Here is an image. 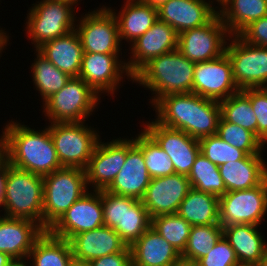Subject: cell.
I'll return each instance as SVG.
<instances>
[{"label": "cell", "instance_id": "cell-11", "mask_svg": "<svg viewBox=\"0 0 267 266\" xmlns=\"http://www.w3.org/2000/svg\"><path fill=\"white\" fill-rule=\"evenodd\" d=\"M232 37L225 53L231 61L237 87L261 88L267 81V47L248 44L238 35Z\"/></svg>", "mask_w": 267, "mask_h": 266}, {"label": "cell", "instance_id": "cell-25", "mask_svg": "<svg viewBox=\"0 0 267 266\" xmlns=\"http://www.w3.org/2000/svg\"><path fill=\"white\" fill-rule=\"evenodd\" d=\"M37 50L62 72L70 77H78L84 52L75 29L44 43Z\"/></svg>", "mask_w": 267, "mask_h": 266}, {"label": "cell", "instance_id": "cell-19", "mask_svg": "<svg viewBox=\"0 0 267 266\" xmlns=\"http://www.w3.org/2000/svg\"><path fill=\"white\" fill-rule=\"evenodd\" d=\"M124 72L133 80L126 63L118 59V54L83 53L78 77L83 79L97 94L101 91L113 94Z\"/></svg>", "mask_w": 267, "mask_h": 266}, {"label": "cell", "instance_id": "cell-51", "mask_svg": "<svg viewBox=\"0 0 267 266\" xmlns=\"http://www.w3.org/2000/svg\"><path fill=\"white\" fill-rule=\"evenodd\" d=\"M140 1L145 4H149L155 8H158L160 5H162L165 2H168L169 0H140Z\"/></svg>", "mask_w": 267, "mask_h": 266}, {"label": "cell", "instance_id": "cell-6", "mask_svg": "<svg viewBox=\"0 0 267 266\" xmlns=\"http://www.w3.org/2000/svg\"><path fill=\"white\" fill-rule=\"evenodd\" d=\"M99 96L83 79L71 77L65 86L43 103L51 123H80L98 104Z\"/></svg>", "mask_w": 267, "mask_h": 266}, {"label": "cell", "instance_id": "cell-50", "mask_svg": "<svg viewBox=\"0 0 267 266\" xmlns=\"http://www.w3.org/2000/svg\"><path fill=\"white\" fill-rule=\"evenodd\" d=\"M68 266H91V263L89 261L79 260L73 257Z\"/></svg>", "mask_w": 267, "mask_h": 266}, {"label": "cell", "instance_id": "cell-43", "mask_svg": "<svg viewBox=\"0 0 267 266\" xmlns=\"http://www.w3.org/2000/svg\"><path fill=\"white\" fill-rule=\"evenodd\" d=\"M101 204L103 207L104 225L110 228L121 225L124 196L116 195L103 189L101 190Z\"/></svg>", "mask_w": 267, "mask_h": 266}, {"label": "cell", "instance_id": "cell-41", "mask_svg": "<svg viewBox=\"0 0 267 266\" xmlns=\"http://www.w3.org/2000/svg\"><path fill=\"white\" fill-rule=\"evenodd\" d=\"M249 98L257 117V138L264 145L267 143V94L261 88L242 90Z\"/></svg>", "mask_w": 267, "mask_h": 266}, {"label": "cell", "instance_id": "cell-22", "mask_svg": "<svg viewBox=\"0 0 267 266\" xmlns=\"http://www.w3.org/2000/svg\"><path fill=\"white\" fill-rule=\"evenodd\" d=\"M44 232L34 221L0 216V252L8 254L14 260H26Z\"/></svg>", "mask_w": 267, "mask_h": 266}, {"label": "cell", "instance_id": "cell-7", "mask_svg": "<svg viewBox=\"0 0 267 266\" xmlns=\"http://www.w3.org/2000/svg\"><path fill=\"white\" fill-rule=\"evenodd\" d=\"M80 123H51L48 128L62 167L85 170L99 135Z\"/></svg>", "mask_w": 267, "mask_h": 266}, {"label": "cell", "instance_id": "cell-40", "mask_svg": "<svg viewBox=\"0 0 267 266\" xmlns=\"http://www.w3.org/2000/svg\"><path fill=\"white\" fill-rule=\"evenodd\" d=\"M200 152L211 162L220 166L229 161L244 159L247 154L223 141L217 134L199 139Z\"/></svg>", "mask_w": 267, "mask_h": 266}, {"label": "cell", "instance_id": "cell-4", "mask_svg": "<svg viewBox=\"0 0 267 266\" xmlns=\"http://www.w3.org/2000/svg\"><path fill=\"white\" fill-rule=\"evenodd\" d=\"M43 196V176L14 167L7 161L4 216L28 219L43 228Z\"/></svg>", "mask_w": 267, "mask_h": 266}, {"label": "cell", "instance_id": "cell-12", "mask_svg": "<svg viewBox=\"0 0 267 266\" xmlns=\"http://www.w3.org/2000/svg\"><path fill=\"white\" fill-rule=\"evenodd\" d=\"M76 27L84 53L119 54L117 20L105 6L85 14Z\"/></svg>", "mask_w": 267, "mask_h": 266}, {"label": "cell", "instance_id": "cell-26", "mask_svg": "<svg viewBox=\"0 0 267 266\" xmlns=\"http://www.w3.org/2000/svg\"><path fill=\"white\" fill-rule=\"evenodd\" d=\"M132 266H170L179 253L158 232L150 227L131 246Z\"/></svg>", "mask_w": 267, "mask_h": 266}, {"label": "cell", "instance_id": "cell-47", "mask_svg": "<svg viewBox=\"0 0 267 266\" xmlns=\"http://www.w3.org/2000/svg\"><path fill=\"white\" fill-rule=\"evenodd\" d=\"M170 266H199L198 262L180 256Z\"/></svg>", "mask_w": 267, "mask_h": 266}, {"label": "cell", "instance_id": "cell-20", "mask_svg": "<svg viewBox=\"0 0 267 266\" xmlns=\"http://www.w3.org/2000/svg\"><path fill=\"white\" fill-rule=\"evenodd\" d=\"M150 181L141 149L135 144V139H127V156L123 167L105 190L141 200Z\"/></svg>", "mask_w": 267, "mask_h": 266}, {"label": "cell", "instance_id": "cell-37", "mask_svg": "<svg viewBox=\"0 0 267 266\" xmlns=\"http://www.w3.org/2000/svg\"><path fill=\"white\" fill-rule=\"evenodd\" d=\"M135 144L144 155L145 165L151 178L175 174L169 156L145 130L135 138Z\"/></svg>", "mask_w": 267, "mask_h": 266}, {"label": "cell", "instance_id": "cell-13", "mask_svg": "<svg viewBox=\"0 0 267 266\" xmlns=\"http://www.w3.org/2000/svg\"><path fill=\"white\" fill-rule=\"evenodd\" d=\"M89 191L79 198L48 230L61 239L70 240L73 236L104 225L101 190Z\"/></svg>", "mask_w": 267, "mask_h": 266}, {"label": "cell", "instance_id": "cell-32", "mask_svg": "<svg viewBox=\"0 0 267 266\" xmlns=\"http://www.w3.org/2000/svg\"><path fill=\"white\" fill-rule=\"evenodd\" d=\"M151 227V218L141 200L124 196L121 225L113 229L127 246H131Z\"/></svg>", "mask_w": 267, "mask_h": 266}, {"label": "cell", "instance_id": "cell-38", "mask_svg": "<svg viewBox=\"0 0 267 266\" xmlns=\"http://www.w3.org/2000/svg\"><path fill=\"white\" fill-rule=\"evenodd\" d=\"M151 227L179 253H182L192 226L178 213H175L151 218Z\"/></svg>", "mask_w": 267, "mask_h": 266}, {"label": "cell", "instance_id": "cell-44", "mask_svg": "<svg viewBox=\"0 0 267 266\" xmlns=\"http://www.w3.org/2000/svg\"><path fill=\"white\" fill-rule=\"evenodd\" d=\"M238 36L248 44L267 47V16L250 23Z\"/></svg>", "mask_w": 267, "mask_h": 266}, {"label": "cell", "instance_id": "cell-42", "mask_svg": "<svg viewBox=\"0 0 267 266\" xmlns=\"http://www.w3.org/2000/svg\"><path fill=\"white\" fill-rule=\"evenodd\" d=\"M239 261L235 251L222 236L206 256L198 261L199 266H236Z\"/></svg>", "mask_w": 267, "mask_h": 266}, {"label": "cell", "instance_id": "cell-21", "mask_svg": "<svg viewBox=\"0 0 267 266\" xmlns=\"http://www.w3.org/2000/svg\"><path fill=\"white\" fill-rule=\"evenodd\" d=\"M215 9L205 0H169L157 8V15L179 34L209 23L218 14Z\"/></svg>", "mask_w": 267, "mask_h": 266}, {"label": "cell", "instance_id": "cell-34", "mask_svg": "<svg viewBox=\"0 0 267 266\" xmlns=\"http://www.w3.org/2000/svg\"><path fill=\"white\" fill-rule=\"evenodd\" d=\"M219 105L220 116L224 120L243 127L257 137V117L250 98L242 90L220 101Z\"/></svg>", "mask_w": 267, "mask_h": 266}, {"label": "cell", "instance_id": "cell-36", "mask_svg": "<svg viewBox=\"0 0 267 266\" xmlns=\"http://www.w3.org/2000/svg\"><path fill=\"white\" fill-rule=\"evenodd\" d=\"M222 236L223 227L220 224L192 226L181 256L198 262L211 251Z\"/></svg>", "mask_w": 267, "mask_h": 266}, {"label": "cell", "instance_id": "cell-24", "mask_svg": "<svg viewBox=\"0 0 267 266\" xmlns=\"http://www.w3.org/2000/svg\"><path fill=\"white\" fill-rule=\"evenodd\" d=\"M219 167L226 191L254 188L267 178V166L261 154L247 155L238 161H229Z\"/></svg>", "mask_w": 267, "mask_h": 266}, {"label": "cell", "instance_id": "cell-30", "mask_svg": "<svg viewBox=\"0 0 267 266\" xmlns=\"http://www.w3.org/2000/svg\"><path fill=\"white\" fill-rule=\"evenodd\" d=\"M177 213L191 226L220 224L219 197L191 187Z\"/></svg>", "mask_w": 267, "mask_h": 266}, {"label": "cell", "instance_id": "cell-55", "mask_svg": "<svg viewBox=\"0 0 267 266\" xmlns=\"http://www.w3.org/2000/svg\"><path fill=\"white\" fill-rule=\"evenodd\" d=\"M54 1H64L66 3H70L72 5L77 4L78 0H54ZM77 1V2H76Z\"/></svg>", "mask_w": 267, "mask_h": 266}, {"label": "cell", "instance_id": "cell-17", "mask_svg": "<svg viewBox=\"0 0 267 266\" xmlns=\"http://www.w3.org/2000/svg\"><path fill=\"white\" fill-rule=\"evenodd\" d=\"M127 156V139L109 143L98 141L85 168L87 184L94 190L106 189L123 167Z\"/></svg>", "mask_w": 267, "mask_h": 266}, {"label": "cell", "instance_id": "cell-46", "mask_svg": "<svg viewBox=\"0 0 267 266\" xmlns=\"http://www.w3.org/2000/svg\"><path fill=\"white\" fill-rule=\"evenodd\" d=\"M7 177V160L0 164V206H3V198L5 195V183Z\"/></svg>", "mask_w": 267, "mask_h": 266}, {"label": "cell", "instance_id": "cell-9", "mask_svg": "<svg viewBox=\"0 0 267 266\" xmlns=\"http://www.w3.org/2000/svg\"><path fill=\"white\" fill-rule=\"evenodd\" d=\"M267 212V178L258 186L227 191L219 197L220 225H259Z\"/></svg>", "mask_w": 267, "mask_h": 266}, {"label": "cell", "instance_id": "cell-14", "mask_svg": "<svg viewBox=\"0 0 267 266\" xmlns=\"http://www.w3.org/2000/svg\"><path fill=\"white\" fill-rule=\"evenodd\" d=\"M238 91L226 53L211 61L195 63L193 93L220 102Z\"/></svg>", "mask_w": 267, "mask_h": 266}, {"label": "cell", "instance_id": "cell-48", "mask_svg": "<svg viewBox=\"0 0 267 266\" xmlns=\"http://www.w3.org/2000/svg\"><path fill=\"white\" fill-rule=\"evenodd\" d=\"M13 261L8 254L0 252V266H9Z\"/></svg>", "mask_w": 267, "mask_h": 266}, {"label": "cell", "instance_id": "cell-28", "mask_svg": "<svg viewBox=\"0 0 267 266\" xmlns=\"http://www.w3.org/2000/svg\"><path fill=\"white\" fill-rule=\"evenodd\" d=\"M126 2L119 16H116L112 9H108L117 20L120 41L125 39L133 43L158 20L157 8L140 0H127Z\"/></svg>", "mask_w": 267, "mask_h": 266}, {"label": "cell", "instance_id": "cell-10", "mask_svg": "<svg viewBox=\"0 0 267 266\" xmlns=\"http://www.w3.org/2000/svg\"><path fill=\"white\" fill-rule=\"evenodd\" d=\"M227 27L217 14L202 27L178 34V50L191 62L200 63L219 58L225 53ZM225 35V36H224Z\"/></svg>", "mask_w": 267, "mask_h": 266}, {"label": "cell", "instance_id": "cell-3", "mask_svg": "<svg viewBox=\"0 0 267 266\" xmlns=\"http://www.w3.org/2000/svg\"><path fill=\"white\" fill-rule=\"evenodd\" d=\"M195 63L178 49L151 59L134 76L136 81L156 94L154 104L169 94L191 93Z\"/></svg>", "mask_w": 267, "mask_h": 266}, {"label": "cell", "instance_id": "cell-16", "mask_svg": "<svg viewBox=\"0 0 267 266\" xmlns=\"http://www.w3.org/2000/svg\"><path fill=\"white\" fill-rule=\"evenodd\" d=\"M190 188L188 176L185 175L175 173L151 178L141 201L150 218L175 214Z\"/></svg>", "mask_w": 267, "mask_h": 266}, {"label": "cell", "instance_id": "cell-35", "mask_svg": "<svg viewBox=\"0 0 267 266\" xmlns=\"http://www.w3.org/2000/svg\"><path fill=\"white\" fill-rule=\"evenodd\" d=\"M37 59L31 65L33 81L38 91H40L43 102L55 92L61 90L71 78L48 61L38 50Z\"/></svg>", "mask_w": 267, "mask_h": 266}, {"label": "cell", "instance_id": "cell-2", "mask_svg": "<svg viewBox=\"0 0 267 266\" xmlns=\"http://www.w3.org/2000/svg\"><path fill=\"white\" fill-rule=\"evenodd\" d=\"M11 122L3 131L9 164L41 176L62 168L49 128L38 132L18 122Z\"/></svg>", "mask_w": 267, "mask_h": 266}, {"label": "cell", "instance_id": "cell-8", "mask_svg": "<svg viewBox=\"0 0 267 266\" xmlns=\"http://www.w3.org/2000/svg\"><path fill=\"white\" fill-rule=\"evenodd\" d=\"M34 4L27 16L28 37L36 50L44 43L75 29L74 5L64 1L43 0Z\"/></svg>", "mask_w": 267, "mask_h": 266}, {"label": "cell", "instance_id": "cell-53", "mask_svg": "<svg viewBox=\"0 0 267 266\" xmlns=\"http://www.w3.org/2000/svg\"><path fill=\"white\" fill-rule=\"evenodd\" d=\"M28 262H26L25 260H14L9 266H28V264H26ZM31 266V265H29Z\"/></svg>", "mask_w": 267, "mask_h": 266}, {"label": "cell", "instance_id": "cell-49", "mask_svg": "<svg viewBox=\"0 0 267 266\" xmlns=\"http://www.w3.org/2000/svg\"><path fill=\"white\" fill-rule=\"evenodd\" d=\"M6 159L5 154V136L3 132V136L0 138V164Z\"/></svg>", "mask_w": 267, "mask_h": 266}, {"label": "cell", "instance_id": "cell-45", "mask_svg": "<svg viewBox=\"0 0 267 266\" xmlns=\"http://www.w3.org/2000/svg\"><path fill=\"white\" fill-rule=\"evenodd\" d=\"M90 263L91 266H132L130 246L121 252L93 259Z\"/></svg>", "mask_w": 267, "mask_h": 266}, {"label": "cell", "instance_id": "cell-54", "mask_svg": "<svg viewBox=\"0 0 267 266\" xmlns=\"http://www.w3.org/2000/svg\"><path fill=\"white\" fill-rule=\"evenodd\" d=\"M257 266H267V252L260 259V261L256 264Z\"/></svg>", "mask_w": 267, "mask_h": 266}, {"label": "cell", "instance_id": "cell-5", "mask_svg": "<svg viewBox=\"0 0 267 266\" xmlns=\"http://www.w3.org/2000/svg\"><path fill=\"white\" fill-rule=\"evenodd\" d=\"M85 170L62 167L43 176V229L48 231L61 216L87 193Z\"/></svg>", "mask_w": 267, "mask_h": 266}, {"label": "cell", "instance_id": "cell-56", "mask_svg": "<svg viewBox=\"0 0 267 266\" xmlns=\"http://www.w3.org/2000/svg\"><path fill=\"white\" fill-rule=\"evenodd\" d=\"M236 266H257L256 264H245V263H239Z\"/></svg>", "mask_w": 267, "mask_h": 266}, {"label": "cell", "instance_id": "cell-1", "mask_svg": "<svg viewBox=\"0 0 267 266\" xmlns=\"http://www.w3.org/2000/svg\"><path fill=\"white\" fill-rule=\"evenodd\" d=\"M154 105L156 121L163 126L184 131L198 140L217 134L218 101L191 92L163 96Z\"/></svg>", "mask_w": 267, "mask_h": 266}, {"label": "cell", "instance_id": "cell-29", "mask_svg": "<svg viewBox=\"0 0 267 266\" xmlns=\"http://www.w3.org/2000/svg\"><path fill=\"white\" fill-rule=\"evenodd\" d=\"M218 14L229 36L238 35L253 21L267 16V0H222Z\"/></svg>", "mask_w": 267, "mask_h": 266}, {"label": "cell", "instance_id": "cell-33", "mask_svg": "<svg viewBox=\"0 0 267 266\" xmlns=\"http://www.w3.org/2000/svg\"><path fill=\"white\" fill-rule=\"evenodd\" d=\"M188 179L190 186L196 190L211 193L218 197L227 192L219 167L209 161L201 152L195 158Z\"/></svg>", "mask_w": 267, "mask_h": 266}, {"label": "cell", "instance_id": "cell-27", "mask_svg": "<svg viewBox=\"0 0 267 266\" xmlns=\"http://www.w3.org/2000/svg\"><path fill=\"white\" fill-rule=\"evenodd\" d=\"M257 227L252 224L223 226V236L235 251L239 263L257 264L267 252V243Z\"/></svg>", "mask_w": 267, "mask_h": 266}, {"label": "cell", "instance_id": "cell-23", "mask_svg": "<svg viewBox=\"0 0 267 266\" xmlns=\"http://www.w3.org/2000/svg\"><path fill=\"white\" fill-rule=\"evenodd\" d=\"M69 243L73 257L79 260L93 259L123 251L127 245L119 234L105 225L73 236Z\"/></svg>", "mask_w": 267, "mask_h": 266}, {"label": "cell", "instance_id": "cell-57", "mask_svg": "<svg viewBox=\"0 0 267 266\" xmlns=\"http://www.w3.org/2000/svg\"><path fill=\"white\" fill-rule=\"evenodd\" d=\"M261 89L267 94V81L264 83Z\"/></svg>", "mask_w": 267, "mask_h": 266}, {"label": "cell", "instance_id": "cell-39", "mask_svg": "<svg viewBox=\"0 0 267 266\" xmlns=\"http://www.w3.org/2000/svg\"><path fill=\"white\" fill-rule=\"evenodd\" d=\"M217 135L223 141L244 151L247 155L261 154L264 147L252 132L224 120L221 116L218 121Z\"/></svg>", "mask_w": 267, "mask_h": 266}, {"label": "cell", "instance_id": "cell-52", "mask_svg": "<svg viewBox=\"0 0 267 266\" xmlns=\"http://www.w3.org/2000/svg\"><path fill=\"white\" fill-rule=\"evenodd\" d=\"M3 30L1 29L0 30V53L2 52L1 50L4 48V46H6L7 44V39L8 37L5 35L6 33H4V31L2 32Z\"/></svg>", "mask_w": 267, "mask_h": 266}, {"label": "cell", "instance_id": "cell-15", "mask_svg": "<svg viewBox=\"0 0 267 266\" xmlns=\"http://www.w3.org/2000/svg\"><path fill=\"white\" fill-rule=\"evenodd\" d=\"M144 130L169 156L175 173L188 176L200 152L199 140L184 131L163 126L156 120L149 122Z\"/></svg>", "mask_w": 267, "mask_h": 266}, {"label": "cell", "instance_id": "cell-18", "mask_svg": "<svg viewBox=\"0 0 267 266\" xmlns=\"http://www.w3.org/2000/svg\"><path fill=\"white\" fill-rule=\"evenodd\" d=\"M131 46L133 57L126 66L133 77L151 59L178 49V33L168 23L157 20Z\"/></svg>", "mask_w": 267, "mask_h": 266}, {"label": "cell", "instance_id": "cell-31", "mask_svg": "<svg viewBox=\"0 0 267 266\" xmlns=\"http://www.w3.org/2000/svg\"><path fill=\"white\" fill-rule=\"evenodd\" d=\"M28 258L32 259V266H68L73 254L68 240L45 231L35 242Z\"/></svg>", "mask_w": 267, "mask_h": 266}]
</instances>
